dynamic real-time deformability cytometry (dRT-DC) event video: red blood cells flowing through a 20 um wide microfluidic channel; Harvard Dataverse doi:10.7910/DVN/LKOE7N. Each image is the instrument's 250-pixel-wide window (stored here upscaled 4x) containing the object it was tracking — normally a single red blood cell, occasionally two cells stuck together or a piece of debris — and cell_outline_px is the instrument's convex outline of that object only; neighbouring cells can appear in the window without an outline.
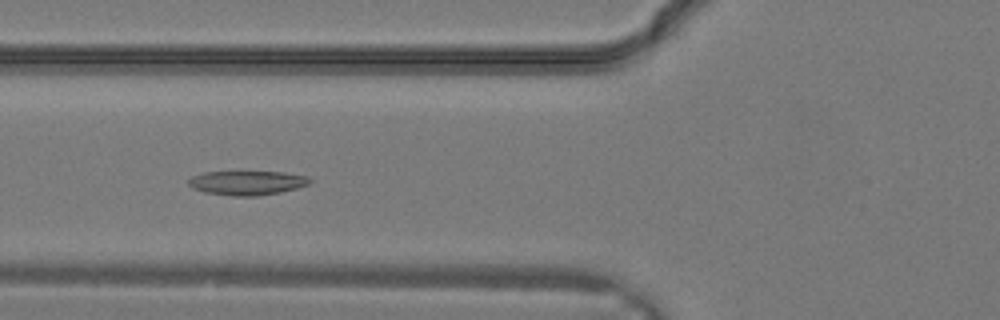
{"species": "common noctule bat (a hibernating species)", "species_latin": "Nyctalus noctula", "temperature_condition": "warm", "stored_images_in_passage": 22, "camera_frame_rate_fps": 3000, "um_per_image_px": 0.085, "animal": {"sex": "male", "body_mass_g": 19.2, "forearm_length_mm": 51.8}, "frame": {"image": 1, "passage_image": 11, "time_ms": 3.333, "image_size_px": [1000, 320], "cell_outline_px": [[312, 180], [308, 184], [296, 188], [280, 192], [260, 196], [232, 196], [204, 192], [192, 188], [188, 184], [188, 180], [192, 176], [204, 172], [284, 172], [308, 176]], "centroid_in_image_um": [20.99, 15.54], "position_along_channel_um": 104.8, "area_um2": 17.17}}
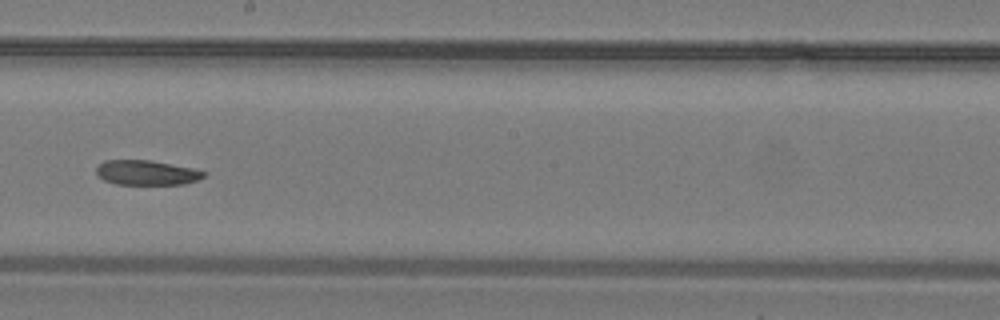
{"frame": {"image": 2, "passage_image": 17, "time_ms": 5.333, "image_size_px": [1000, 320], "cell_outline_px": [[208, 172], [204, 176], [196, 180], [184, 184], [116, 184], [104, 180], [96, 172], [96, 168], [104, 160], [152, 160], [192, 168]], "centroid_in_image_um": [12.47, 14.67], "position_along_channel_um": 235.7, "area_um2": 15.43}}
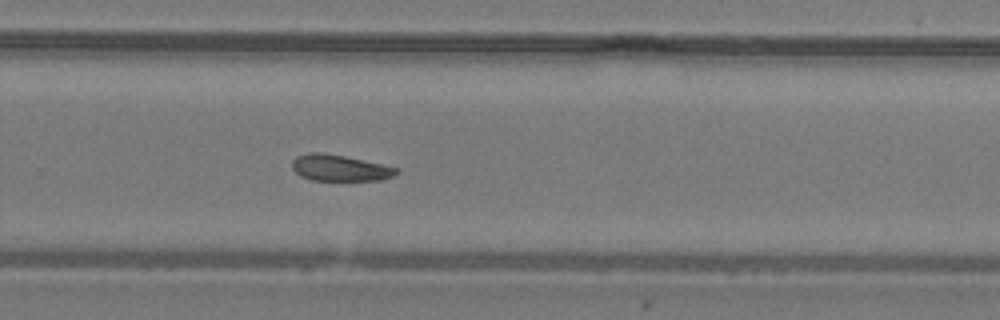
{"frame": {"image": 3, "passage_image": 20, "time_ms": 6.333, "image_size_px": [1000, 320], "cell_outline_px": [[400, 172], [392, 176], [380, 180], [312, 180], [300, 176], [292, 168], [292, 160], [296, 156], [308, 152], [324, 152], [384, 164], [400, 168]], "centroid_in_image_um": [28.89, 14.26], "position_along_channel_um": 300.9, "area_um2": 16.13}}